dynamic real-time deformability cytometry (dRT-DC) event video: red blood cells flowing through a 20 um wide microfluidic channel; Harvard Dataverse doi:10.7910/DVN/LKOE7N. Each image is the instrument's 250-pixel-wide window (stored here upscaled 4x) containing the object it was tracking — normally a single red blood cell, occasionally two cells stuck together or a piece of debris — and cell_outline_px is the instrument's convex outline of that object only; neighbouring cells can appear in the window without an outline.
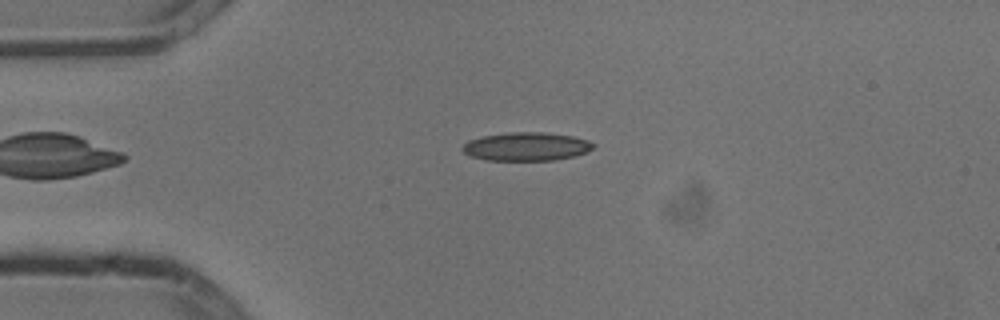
{"species": "common noctule bat (a hibernating species)", "species_latin": "Nyctalus noctula", "temperature_condition": "cold", "stored_images_in_passage": 2, "camera_frame_rate_fps": 3000, "um_per_image_px": 0.085, "animal": {"sex": "male", "body_mass_g": 13.3}, "frame": {"image": 1, "passage_image": 1, "time_ms": 0.0, "image_size_px": [1000, 320], "cell_outline_px": [[596, 144], [588, 152], [556, 160], [488, 160], [472, 156], [464, 152], [460, 148], [468, 140], [484, 136], [508, 132], [544, 132], [572, 136], [588, 140]], "centroid_in_image_um": [44.75, 12.45], "position_along_channel_um": 40.2, "area_um2": 21.62}}